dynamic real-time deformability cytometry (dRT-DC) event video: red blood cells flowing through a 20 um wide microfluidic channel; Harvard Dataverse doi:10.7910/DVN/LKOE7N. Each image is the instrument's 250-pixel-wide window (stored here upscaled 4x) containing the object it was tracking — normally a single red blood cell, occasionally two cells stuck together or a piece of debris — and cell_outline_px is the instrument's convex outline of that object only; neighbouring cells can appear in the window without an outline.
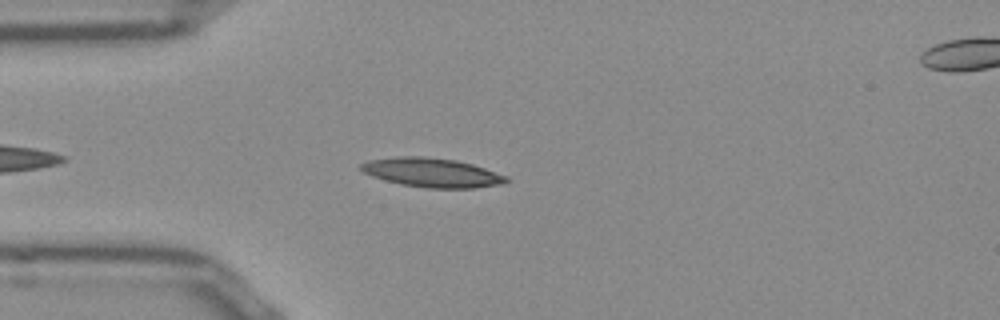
{"species": "Egyptian fruit bat (a non-hibernating species)", "species_latin": "Rousettus aegyptiacus", "temperature_condition": "room temperature", "stored_images_in_passage": 42, "camera_frame_rate_fps": 3000, "um_per_image_px": 0.085, "frame": {"image": 1, "passage_image": 6, "time_ms": 1.667, "image_size_px": [1000, 320], "cell_outline_px": [[512, 180], [504, 184], [476, 188], [428, 188], [400, 184], [384, 180], [372, 176], [364, 172], [360, 168], [360, 164], [368, 160], [400, 156], [424, 156], [456, 160], [472, 164], [508, 176]], "centroid_in_image_um": [36.76, 14.67], "position_along_channel_um": 48.2, "area_um2": 24.85}}
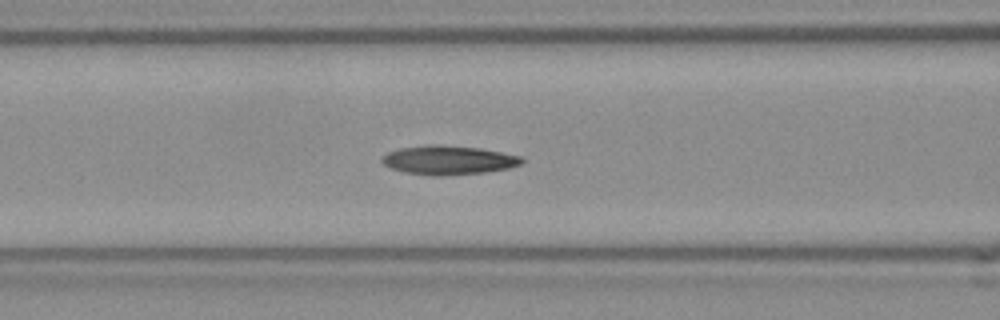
{"frame": {"image": 2, "passage_image": 13, "time_ms": 4.0, "image_size_px": [1000, 320], "cell_outline_px": [[524, 160], [520, 164], [508, 168], [484, 172], [440, 176], [432, 176], [404, 172], [388, 168], [380, 160], [388, 152], [400, 148], [428, 144], [432, 144], [480, 148], [520, 156]], "centroid_in_image_um": [38.07, 13.61], "position_along_channel_um": 128.5, "area_um2": 23.52}}
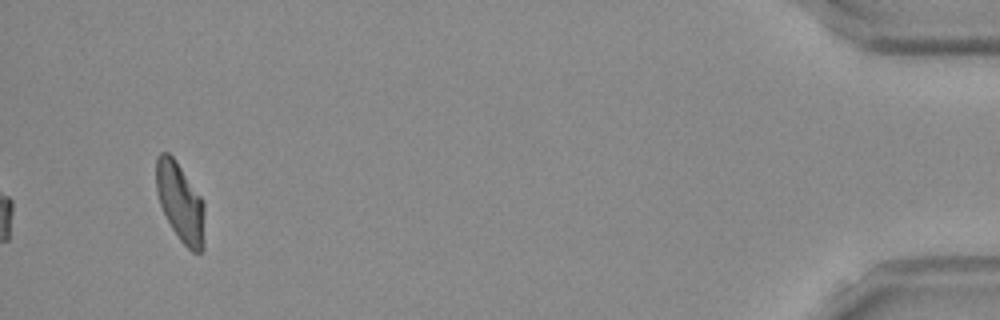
{"frame": {"image": 3, "passage_image": 42, "time_ms": 13.667, "image_size_px": [1000, 320], "cell_outline_px": [[204, 248], [200, 252], [192, 252], [180, 240], [172, 228], [160, 204], [156, 192], [156, 156], [160, 152], [168, 152], [176, 160], [200, 196], [204, 204]], "centroid_in_image_um": [15.32, 17.19], "position_along_channel_um": 419.9, "area_um2": 22.2}, "authors_computed_cell_mechanics": {"area_um2": 22.4264, "velocity_mm_per_s": 3.8599, "shape_relaxation_time_tau1_ms": null, "shape_relaxation_time_tau2_ms": 4.2435, "deformation_change_tau1": null, "deformation_change_tau2": 0.1262}}